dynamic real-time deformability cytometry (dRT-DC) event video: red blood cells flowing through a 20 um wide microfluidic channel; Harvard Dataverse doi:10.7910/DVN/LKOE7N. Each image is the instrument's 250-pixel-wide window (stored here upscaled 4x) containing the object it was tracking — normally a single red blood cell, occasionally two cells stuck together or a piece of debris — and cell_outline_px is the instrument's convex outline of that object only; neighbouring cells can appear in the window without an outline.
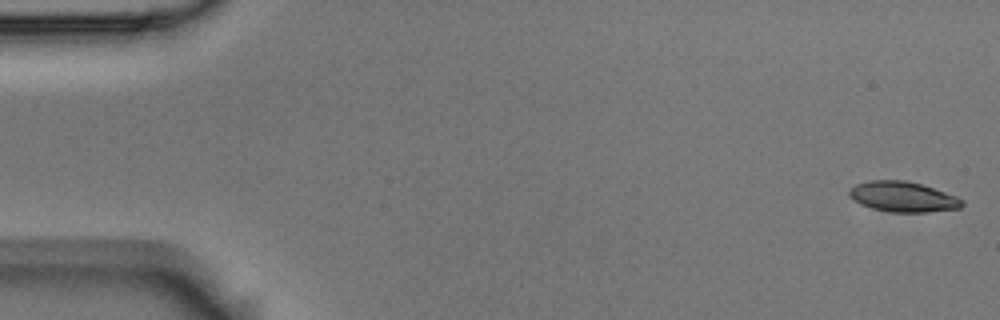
{"species": "Egyptian fruit bat (a non-hibernating species)", "species_latin": "Rousettus aegyptiacus", "temperature_condition": "room temperature", "stored_images_in_passage": 5, "camera_frame_rate_fps": 3000, "um_per_image_px": 0.085, "animal": {"sex": "male"}, "frame": {"image": 1, "passage_image": 1, "time_ms": 0.0, "image_size_px": [1000, 320], "cell_outline_px": [[964, 204], [960, 208], [928, 212], [892, 212], [872, 208], [860, 204], [848, 196], [848, 192], [856, 184], [868, 180], [904, 180], [920, 184], [956, 196], [964, 200]], "centroid_in_image_um": [76.74, 16.73], "position_along_channel_um": 8.3, "area_um2": 19.83}}
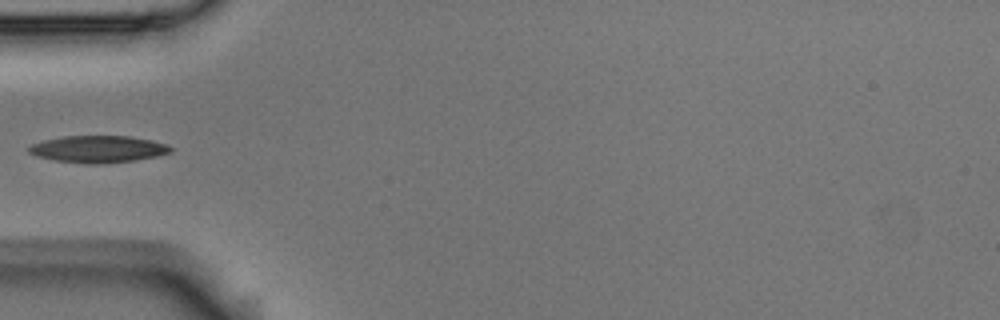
{"frame": {"image": 2, "passage_image": 5, "time_ms": 1.333, "image_size_px": [1000, 320], "cell_outline_px": [[172, 152], [160, 156], [136, 160], [100, 164], [84, 164], [56, 160], [36, 156], [28, 152], [28, 148], [32, 144], [44, 140], [64, 136], [128, 136], [152, 140], [168, 144], [172, 148]], "centroid_in_image_um": [8.38, 12.68], "position_along_channel_um": 76.6, "area_um2": 22.43}}